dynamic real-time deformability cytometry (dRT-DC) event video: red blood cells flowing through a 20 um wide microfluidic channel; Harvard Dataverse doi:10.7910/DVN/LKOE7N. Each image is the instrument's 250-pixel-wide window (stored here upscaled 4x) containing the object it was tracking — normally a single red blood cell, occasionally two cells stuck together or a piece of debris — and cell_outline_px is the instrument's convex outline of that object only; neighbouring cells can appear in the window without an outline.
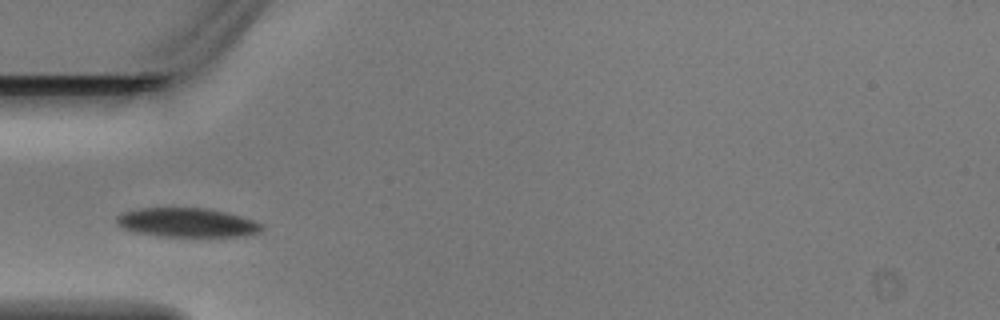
{"species": "Egyptian fruit bat (a non-hibernating species)", "species_latin": "Rousettus aegyptiacus", "temperature_condition": "warm", "stored_images_in_passage": 1, "camera_frame_rate_fps": 3000, "um_per_image_px": 0.085, "animal": {"sex": "male"}, "frame": {"image": 1, "passage_image": 1, "time_ms": 0.0, "image_size_px": [1000, 320], "cell_outline_px": [[264, 228], [260, 232], [244, 236], [160, 236], [136, 232], [124, 228], [116, 224], [116, 216], [124, 212], [136, 208], [208, 208], [240, 216], [264, 224]], "centroid_in_image_um": [15.9, 18.91], "position_along_channel_um": 69.1, "area_um2": 24.57}}